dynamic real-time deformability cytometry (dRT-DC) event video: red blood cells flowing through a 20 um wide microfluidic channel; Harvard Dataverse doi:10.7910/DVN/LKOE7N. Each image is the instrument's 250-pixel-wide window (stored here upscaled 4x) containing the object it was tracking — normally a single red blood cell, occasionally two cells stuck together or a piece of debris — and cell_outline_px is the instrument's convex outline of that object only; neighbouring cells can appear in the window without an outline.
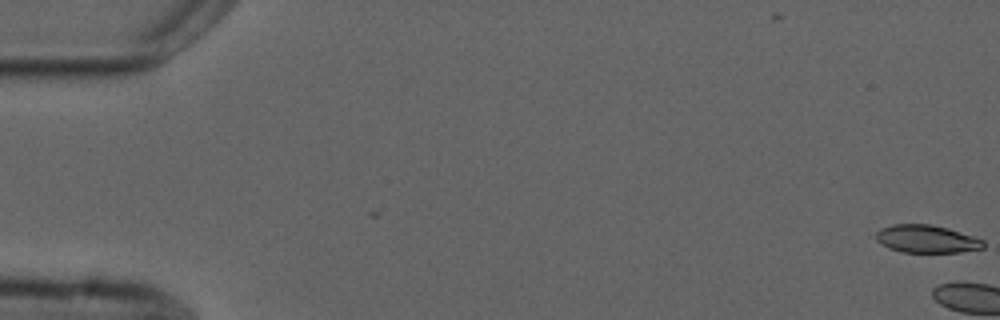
{"species": "common noctule bat (a hibernating species)", "species_latin": "Nyctalus noctula", "temperature_condition": "cold", "stored_images_in_passage": 6, "camera_frame_rate_fps": 3000, "um_per_image_px": 0.085, "animal": {"sex": "male", "forearm_length_mm": 52.5}, "frame": {"image": 1, "passage_image": 1, "time_ms": 0.0, "image_size_px": [1000, 320], "cell_outline_px": [[984, 248], [960, 252], [900, 252], [888, 248], [876, 240], [876, 232], [880, 228], [892, 224], [928, 224], [948, 228], [984, 240]], "centroid_in_image_um": [78.73, 20.31], "position_along_channel_um": 6.3, "area_um2": 17.4}}